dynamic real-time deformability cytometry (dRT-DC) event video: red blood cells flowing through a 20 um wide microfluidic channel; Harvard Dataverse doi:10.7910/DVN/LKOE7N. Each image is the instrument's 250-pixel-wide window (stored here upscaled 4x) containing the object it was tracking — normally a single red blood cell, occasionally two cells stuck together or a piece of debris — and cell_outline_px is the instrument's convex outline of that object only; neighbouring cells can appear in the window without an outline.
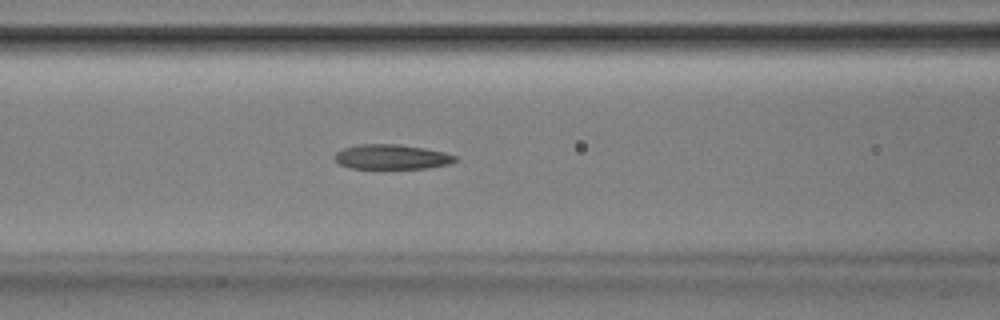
{"species": "Egyptian fruit bat (a non-hibernating species)", "species_latin": "Rousettus aegyptiacus", "temperature_condition": "room temperature", "stored_images_in_passage": 45, "camera_frame_rate_fps": 3000, "um_per_image_px": 0.085, "animal": {"sex": "male"}, "frame": {"image": 1, "passage_image": 14, "time_ms": 4.333, "image_size_px": [1000, 320], "cell_outline_px": [[456, 160], [448, 164], [428, 168], [348, 168], [340, 164], [336, 160], [336, 152], [344, 148], [360, 144], [396, 144], [424, 148], [444, 152], [456, 156]], "centroid_in_image_um": [33.29, 13.33], "position_along_channel_um": 133.3, "area_um2": 17.17}}
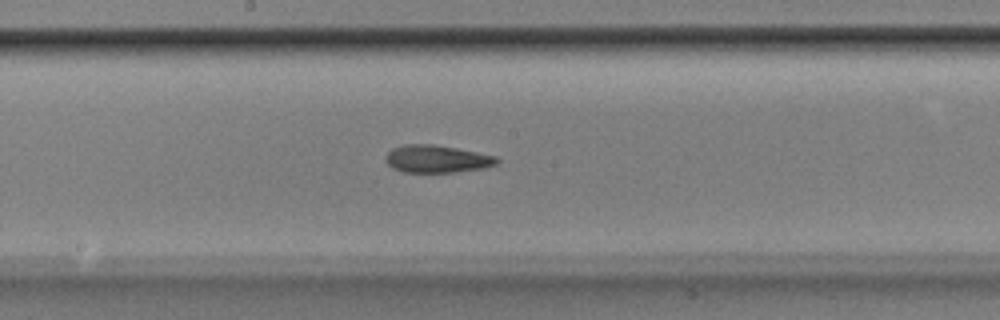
{"frame": {"image": 2, "passage_image": 20, "time_ms": 6.333, "image_size_px": [1000, 320], "cell_outline_px": [[500, 160], [496, 164], [484, 168], [456, 172], [404, 172], [392, 168], [384, 160], [384, 156], [392, 148], [404, 144], [432, 144], [456, 148], [496, 156]], "centroid_in_image_um": [37.1, 13.51], "position_along_channel_um": 211.1, "area_um2": 17.92}}
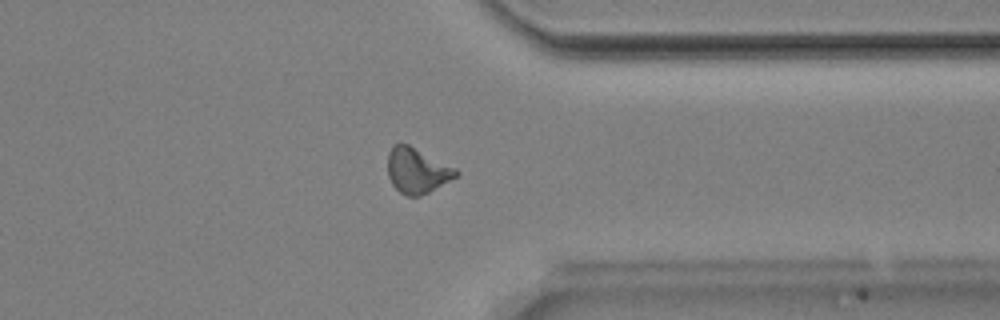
{"frame": {"image": 3, "passage_image": 33, "time_ms": 10.667, "image_size_px": [1000, 320], "cell_outline_px": [[460, 172], [456, 176], [428, 192], [420, 196], [408, 196], [400, 192], [392, 184], [388, 176], [388, 152], [396, 144], [408, 144], [456, 168]], "centroid_in_image_um": [35.43, 14.5], "position_along_channel_um": 376.0, "area_um2": 17.69}, "authors_computed_cell_mechanics": {"area_um2": 17.918, "velocity_mm_per_s": 3.8913, "shape_relaxation_time_tau1_ms": 4.4157, "shape_relaxation_time_tau2_ms": 3.1925, "deformation_change_tau1": 0.1428, "deformation_change_tau2": 0.0902}}